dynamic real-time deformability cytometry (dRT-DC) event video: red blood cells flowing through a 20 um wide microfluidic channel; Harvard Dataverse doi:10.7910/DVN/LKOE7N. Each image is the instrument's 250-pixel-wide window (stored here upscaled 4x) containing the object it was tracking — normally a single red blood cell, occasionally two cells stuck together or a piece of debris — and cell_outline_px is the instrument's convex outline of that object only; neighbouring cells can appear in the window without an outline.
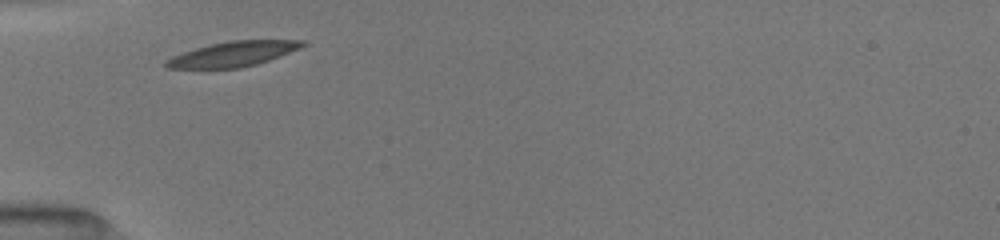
{"species": "common noctule bat (a hibernating species)", "species_latin": "Nyctalus noctula", "temperature_condition": "room temperature", "stored_images_in_passage": 41, "camera_frame_rate_fps": 3000, "um_per_image_px": 0.085, "animal": {"sex": "female", "body_mass_g": 19.5, "forearm_length_mm": 54.1}, "frame": {"image": 1, "passage_image": 1, "time_ms": 0.0, "image_size_px": [1000, 240], "cell_outline_px": [[304, 44], [300, 48], [280, 56], [256, 64], [240, 68], [164, 68], [164, 60], [172, 56], [196, 48], [212, 44], [232, 40], [304, 40]], "centroid_in_image_um": [19.77, 4.59], "position_along_channel_um": 65.2, "area_um2": 19.65}}
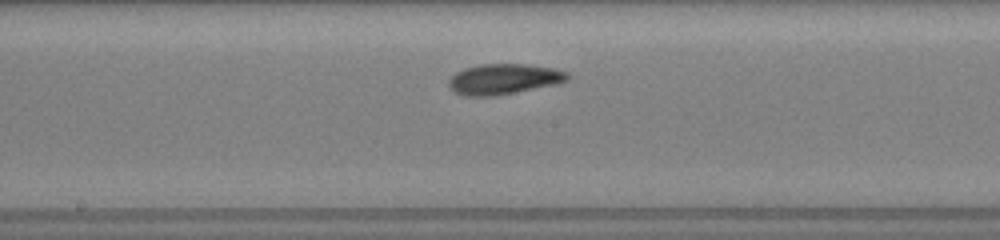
{"frame": {"image": 2, "passage_image": 13, "time_ms": 3.667, "image_size_px": [1000, 240], "cell_outline_px": [[568, 80], [556, 84], [496, 96], [464, 96], [456, 92], [448, 84], [448, 80], [456, 72], [464, 68], [480, 64], [528, 64], [552, 68], [568, 72]], "centroid_in_image_um": [42.81, 6.72], "position_along_channel_um": 205.4, "area_um2": 21.04}}
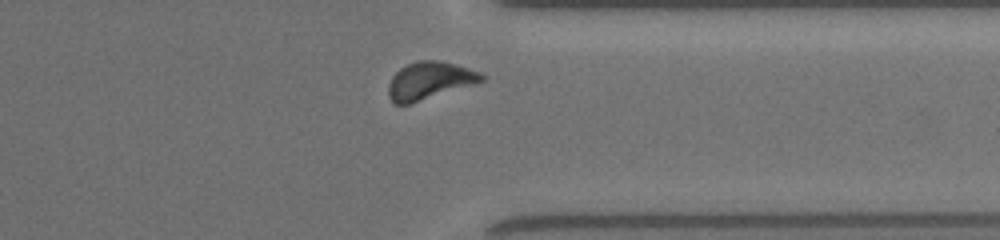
{"frame": {"image": 3, "passage_image": 35, "time_ms": 8.0, "image_size_px": [1000, 240], "cell_outline_px": [[484, 80], [408, 104], [396, 104], [388, 96], [388, 84], [392, 76], [400, 68], [416, 60], [440, 60], [456, 64], [480, 72], [484, 76]], "centroid_in_image_um": [36.47, 6.82], "position_along_channel_um": 374.9, "area_um2": 19.94}, "authors_computed_cell_mechanics": {"area_um2": 19.941, "velocity_mm_per_s": 3.9311, "shape_relaxation_time_tau1_ms": 1.6122, "shape_relaxation_time_tau2_ms": 2.9253, "deformation_change_tau1": 0.0861, "deformation_change_tau2": 0.0715}}